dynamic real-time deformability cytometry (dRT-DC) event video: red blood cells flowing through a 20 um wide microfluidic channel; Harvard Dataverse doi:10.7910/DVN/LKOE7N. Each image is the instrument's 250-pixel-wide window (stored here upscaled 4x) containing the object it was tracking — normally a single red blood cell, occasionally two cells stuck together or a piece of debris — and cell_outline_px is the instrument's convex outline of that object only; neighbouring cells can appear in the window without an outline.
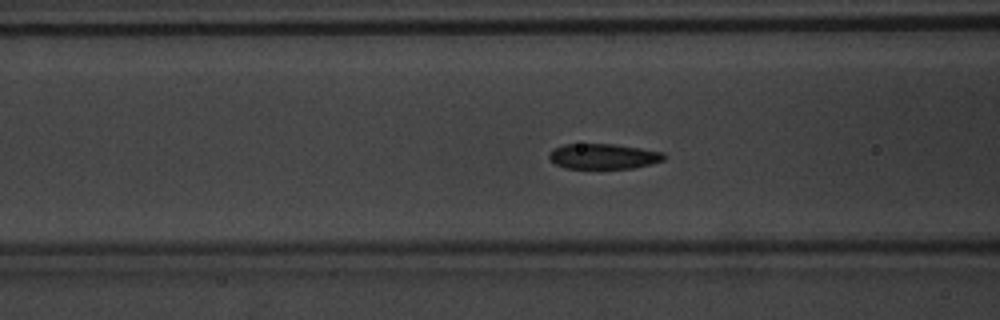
{"species": "common noctule bat (a hibernating species)", "species_latin": "Nyctalus noctula", "temperature_condition": "warm", "stored_images_in_passage": 44, "camera_frame_rate_fps": 3000, "um_per_image_px": 0.085, "animal": {"sex": "male", "body_mass_g": 20.1, "forearm_length_mm": 53.5}, "frame": {"image": 1, "passage_image": 11, "time_ms": 3.333, "image_size_px": [1000, 320], "cell_outline_px": [[664, 160], [632, 168], [564, 168], [556, 164], [548, 156], [556, 148], [564, 144], [612, 144], [640, 148], [664, 152]], "centroid_in_image_um": [51.3, 13.29], "position_along_channel_um": 115.3, "area_um2": 16.59}}
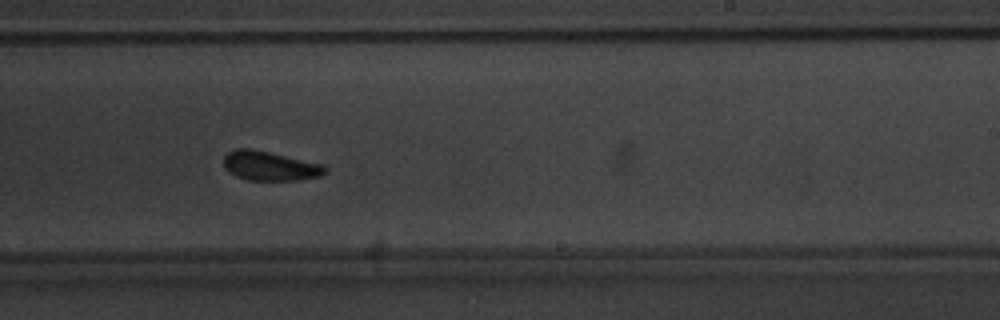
{"frame": {"image": 2, "passage_image": 23, "time_ms": 7.333, "image_size_px": [1000, 320], "cell_outline_px": [[328, 168], [320, 176], [300, 180], [248, 180], [236, 176], [228, 172], [224, 168], [224, 156], [228, 152], [236, 148], [252, 148], [324, 164]], "centroid_in_image_um": [22.93, 14.1], "position_along_channel_um": 266.1, "area_um2": 17.51}}
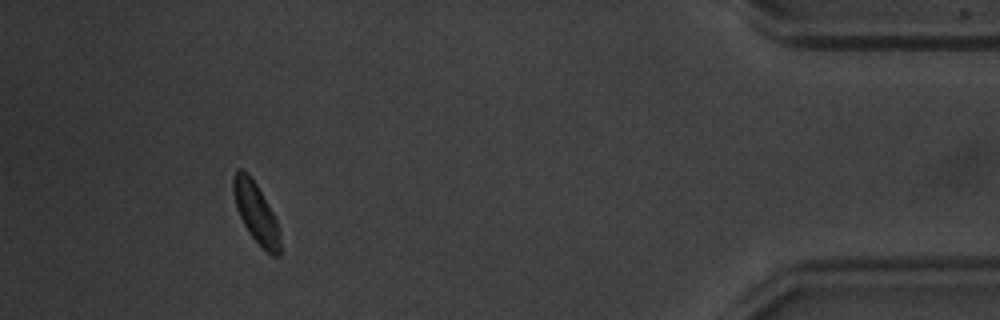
{"frame": {"image": 3, "passage_image": 39, "time_ms": 12.667, "image_size_px": [1000, 320], "cell_outline_px": [[280, 256], [272, 256], [248, 232], [236, 208], [232, 192], [232, 176], [236, 168], [244, 168], [248, 172], [256, 184], [272, 212], [276, 220], [280, 236]], "centroid_in_image_um": [21.71, 18.01], "position_along_channel_um": 413.5, "area_um2": 16.36}, "authors_computed_cell_mechanics": {"area_um2": 17.2822, "velocity_mm_per_s": 3.7742, "shape_relaxation_time_tau1_ms": 3.9197, "shape_relaxation_time_tau2_ms": 2.0183, "deformation_change_tau1": 0.1387, "deformation_change_tau2": 0.0818}}